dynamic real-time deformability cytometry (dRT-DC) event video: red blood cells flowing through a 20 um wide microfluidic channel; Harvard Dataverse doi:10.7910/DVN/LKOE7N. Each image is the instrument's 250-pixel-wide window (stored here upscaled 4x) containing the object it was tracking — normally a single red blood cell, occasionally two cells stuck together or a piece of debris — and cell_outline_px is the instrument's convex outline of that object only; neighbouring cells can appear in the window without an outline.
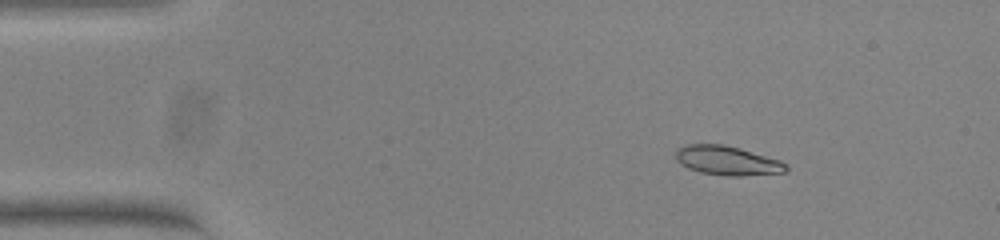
{"species": "common noctule bat (a hibernating species)", "species_latin": "Nyctalus noctula", "temperature_condition": "warm", "stored_images_in_passage": 54, "camera_frame_rate_fps": 3000, "um_per_image_px": 0.085, "animal": {"sex": "female", "body_mass_g": 23.0, "forearm_length_mm": 53.4}, "frame": {"image": 1, "passage_image": 8, "time_ms": 2.333, "image_size_px": [1000, 240], "cell_outline_px": [[788, 168], [784, 172], [740, 176], [728, 176], [700, 172], [688, 168], [680, 164], [676, 160], [676, 148], [684, 144], [724, 144], [740, 148], [780, 160], [788, 164]], "centroid_in_image_um": [61.79, 13.64], "position_along_channel_um": 23.2, "area_um2": 18.9}}
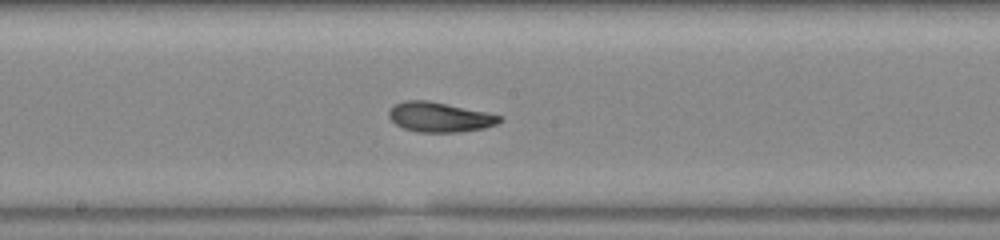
{"frame": {"image": 2, "passage_image": 29, "time_ms": 9.333, "image_size_px": [1000, 240], "cell_outline_px": [[500, 120], [496, 124], [484, 128], [460, 132], [416, 132], [404, 128], [396, 124], [388, 116], [388, 112], [396, 104], [404, 100], [424, 100], [484, 112], [500, 116]], "centroid_in_image_um": [37.31, 9.97], "position_along_channel_um": 210.9, "area_um2": 18.73}}
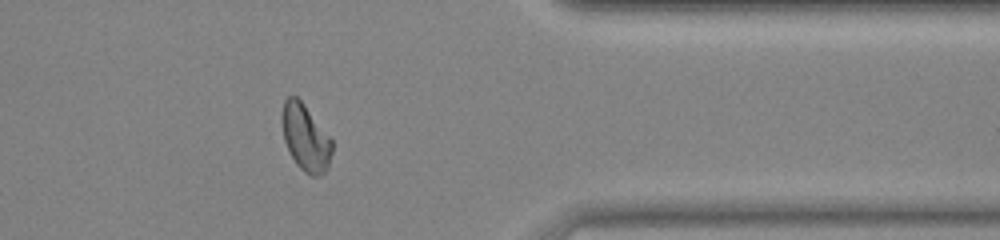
{"frame": {"image": 3, "passage_image": 44, "time_ms": 14.333, "image_size_px": [1000, 240], "cell_outline_px": [[332, 152], [328, 168], [320, 176], [312, 176], [304, 172], [296, 164], [284, 140], [280, 120], [284, 100], [288, 96], [296, 96], [304, 104], [332, 140]], "centroid_in_image_um": [25.95, 11.7], "position_along_channel_um": 385.4, "area_um2": 19.42}, "authors_computed_cell_mechanics": {"area_um2": 19.074, "velocity_mm_per_s": 3.812, "shape_relaxation_time_tau1_ms": 5.4935, "shape_relaxation_time_tau2_ms": 1.7932, "deformation_change_tau1": 0.1976, "deformation_change_tau2": 0.072}}